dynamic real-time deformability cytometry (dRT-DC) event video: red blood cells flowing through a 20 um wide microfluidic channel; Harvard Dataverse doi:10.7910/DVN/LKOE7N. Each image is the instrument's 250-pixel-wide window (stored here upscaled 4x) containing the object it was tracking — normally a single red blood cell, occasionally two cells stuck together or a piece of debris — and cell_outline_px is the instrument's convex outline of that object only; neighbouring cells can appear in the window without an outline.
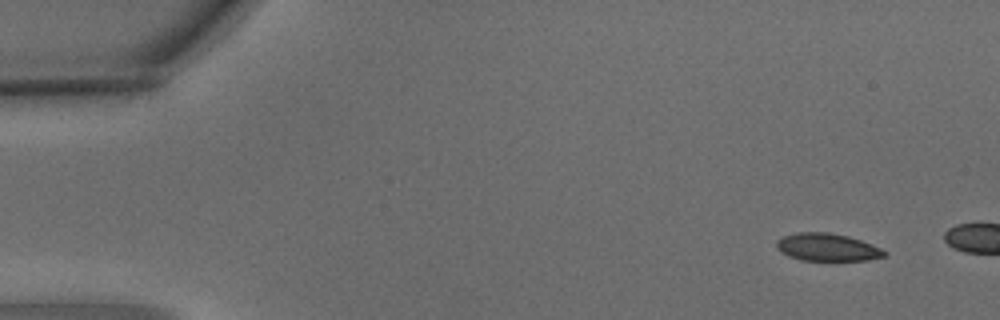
{"species": "common noctule bat (a hibernating species)", "species_latin": "Nyctalus noctula", "temperature_condition": "warm", "stored_images_in_passage": 7, "camera_frame_rate_fps": 3000, "um_per_image_px": 0.085, "animal": {"sex": "male", "body_mass_g": 15.6}, "frame": {"image": 1, "passage_image": 1, "time_ms": 0.0, "image_size_px": [1000, 320], "cell_outline_px": [[888, 252], [884, 256], [868, 260], [800, 260], [788, 256], [780, 252], [776, 248], [776, 240], [784, 236], [796, 232], [828, 232], [848, 236], [872, 244]], "centroid_in_image_um": [70.28, 21.01], "position_along_channel_um": 14.7, "area_um2": 17.4}}
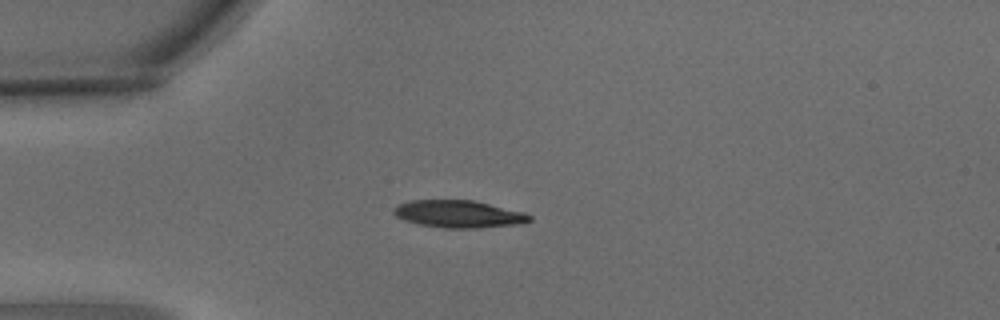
{"frame": {"image": 2, "passage_image": 5, "time_ms": 1.333, "image_size_px": [1000, 320], "cell_outline_px": [[532, 220], [520, 224], [480, 228], [444, 228], [420, 224], [404, 220], [396, 216], [392, 212], [392, 208], [396, 204], [412, 200], [472, 200], [524, 212], [532, 216]], "centroid_in_image_um": [38.97, 18.19], "position_along_channel_um": 46.0, "area_um2": 21.73}}
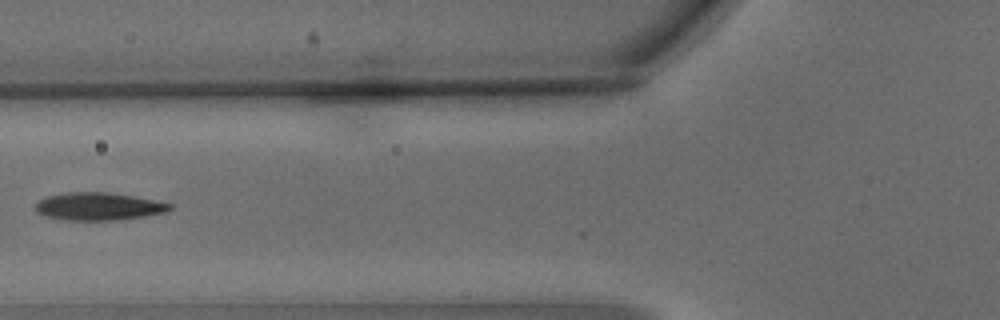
{"frame": {"image": 3, "passage_image": 7, "time_ms": 2.0, "image_size_px": [1000, 320], "cell_outline_px": [[172, 208], [168, 212], [144, 216], [116, 220], [64, 220], [44, 216], [36, 212], [36, 200], [44, 196], [64, 192], [112, 192], [136, 196], [172, 204]], "centroid_in_image_um": [8.34, 17.53], "position_along_channel_um": 117.5, "area_um2": 22.08}}